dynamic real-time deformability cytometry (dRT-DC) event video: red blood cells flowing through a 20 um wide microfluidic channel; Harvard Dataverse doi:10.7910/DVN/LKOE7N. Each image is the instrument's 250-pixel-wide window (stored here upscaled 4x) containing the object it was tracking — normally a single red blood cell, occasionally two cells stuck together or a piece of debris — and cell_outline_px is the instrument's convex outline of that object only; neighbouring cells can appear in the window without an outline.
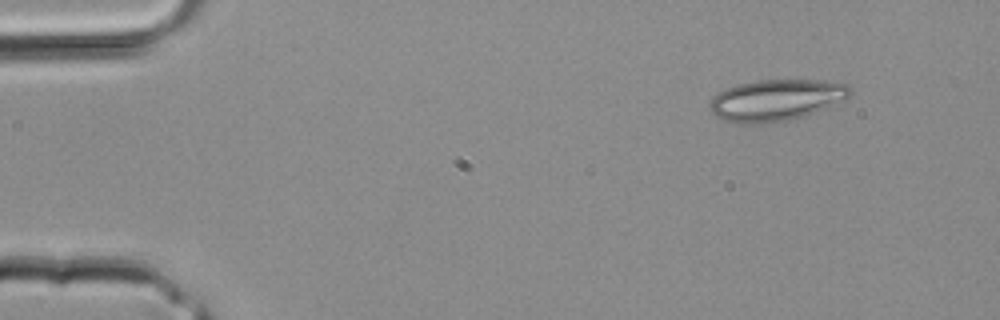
{"species": "common noctule bat (a hibernating species)", "species_latin": "Nyctalus noctula", "temperature_condition": "room temperature", "stored_images_in_passage": 2, "camera_frame_rate_fps": 3000, "um_per_image_px": 0.085, "animal": {"sex": "male", "body_mass_g": 20.4}, "frame": {"image": 1, "passage_image": 1, "time_ms": 0.0, "image_size_px": [1000, 320], "cell_outline_px": [[852, 92], [848, 96], [824, 108], [804, 116], [788, 120], [764, 124], [732, 124], [724, 120], [712, 112], [708, 104], [712, 96], [728, 88], [740, 84], [760, 80], [832, 80], [848, 84], [852, 88]], "centroid_in_image_um": [65.96, 8.51], "position_along_channel_um": 19.0, "area_um2": 33.87}}